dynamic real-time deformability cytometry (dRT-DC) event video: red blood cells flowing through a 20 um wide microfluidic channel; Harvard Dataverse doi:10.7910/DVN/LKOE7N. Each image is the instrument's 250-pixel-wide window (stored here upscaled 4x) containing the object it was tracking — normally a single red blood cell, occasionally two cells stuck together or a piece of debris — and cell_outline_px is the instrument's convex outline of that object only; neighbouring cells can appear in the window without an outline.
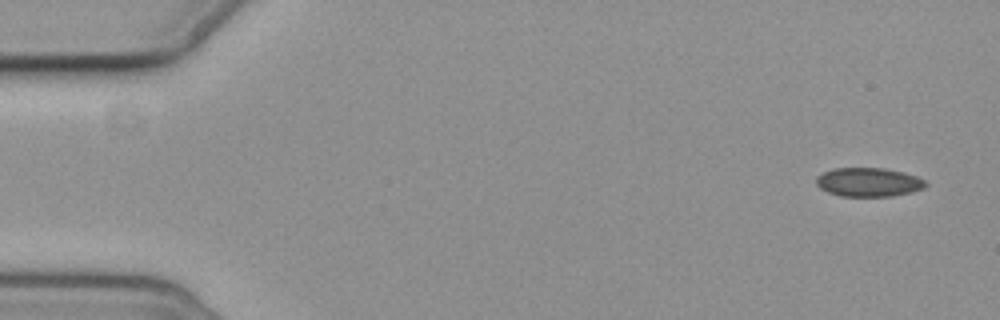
{"species": "common noctule bat (a hibernating species)", "species_latin": "Nyctalus noctula", "temperature_condition": "cold", "stored_images_in_passage": 5, "camera_frame_rate_fps": 3000, "um_per_image_px": 0.085, "animal": {"sex": "female", "body_mass_g": 19.3, "forearm_length_mm": 54.1}, "frame": {"image": 1, "passage_image": 1, "time_ms": 0.0, "image_size_px": [1000, 320], "cell_outline_px": [[928, 184], [924, 188], [912, 192], [892, 196], [840, 196], [828, 192], [820, 188], [816, 184], [816, 176], [832, 168], [884, 168], [904, 172], [916, 176], [924, 180]], "centroid_in_image_um": [73.83, 15.48], "position_along_channel_um": 11.2, "area_um2": 18.5}}
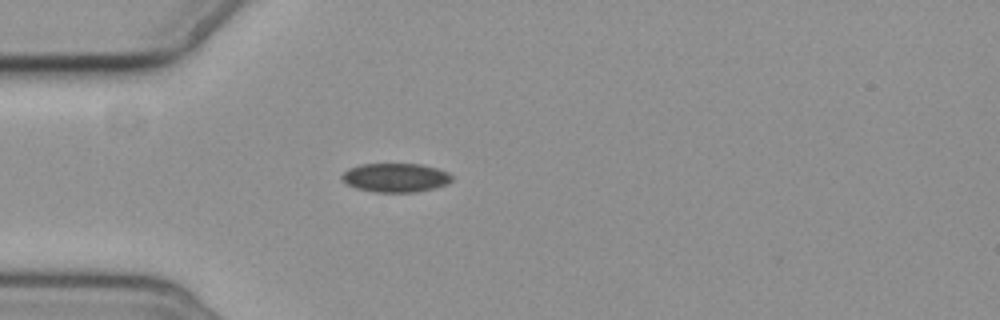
{"frame": {"image": 2, "passage_image": 5, "time_ms": 4.667, "image_size_px": [1000, 320], "cell_outline_px": [[452, 180], [448, 184], [416, 192], [372, 192], [356, 188], [348, 184], [340, 176], [348, 168], [360, 164], [424, 164], [448, 172], [452, 176]], "centroid_in_image_um": [33.62, 15.09], "position_along_channel_um": 51.4, "area_um2": 18.55}}